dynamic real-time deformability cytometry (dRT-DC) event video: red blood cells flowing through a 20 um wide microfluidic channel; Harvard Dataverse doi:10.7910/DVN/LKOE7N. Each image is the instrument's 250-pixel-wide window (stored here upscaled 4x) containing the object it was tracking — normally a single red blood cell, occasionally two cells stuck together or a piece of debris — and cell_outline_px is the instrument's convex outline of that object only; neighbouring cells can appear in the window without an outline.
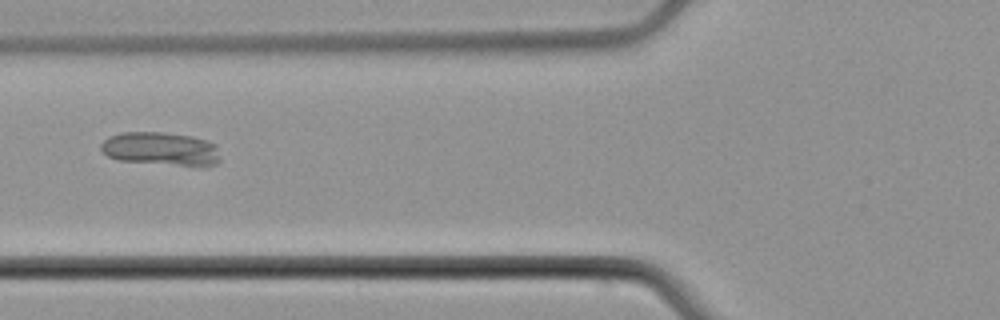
{"species": "common noctule bat (a hibernating species)", "species_latin": "Nyctalus noctula", "temperature_condition": "cold", "stored_images_in_passage": 5, "camera_frame_rate_fps": 3000, "um_per_image_px": 0.085, "animal": {"sex": "male", "body_mass_g": 21.5, "forearm_length_mm": 52.0}, "frame": {"image": 1, "passage_image": 5, "time_ms": 5.333, "image_size_px": [1000, 320], "cell_outline_px": [[220, 160], [216, 164], [204, 168], [200, 168], [120, 160], [108, 156], [100, 148], [100, 144], [108, 136], [120, 132], [164, 132], [192, 136], [208, 140], [216, 144]], "centroid_in_image_um": [13.73, 12.67], "position_along_channel_um": 112.1, "area_um2": 23.87}}